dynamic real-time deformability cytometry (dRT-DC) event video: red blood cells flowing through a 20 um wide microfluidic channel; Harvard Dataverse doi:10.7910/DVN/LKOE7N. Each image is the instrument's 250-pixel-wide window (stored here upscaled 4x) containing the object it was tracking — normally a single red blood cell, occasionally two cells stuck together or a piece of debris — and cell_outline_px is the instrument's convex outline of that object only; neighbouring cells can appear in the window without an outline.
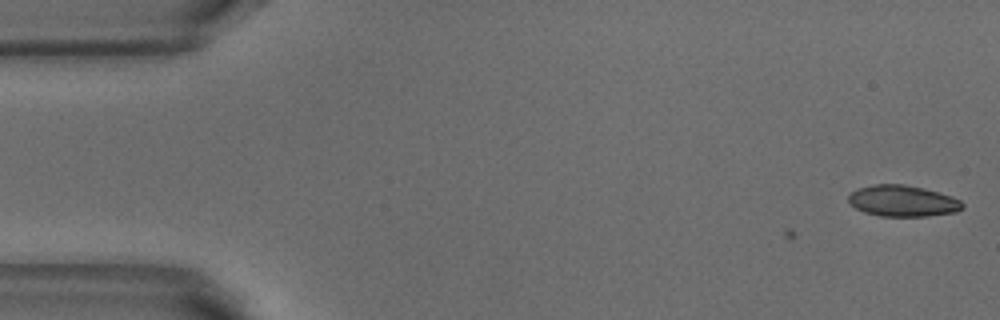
{"species": "common noctule bat (a hibernating species)", "species_latin": "Nyctalus noctula", "temperature_condition": "warm", "stored_images_in_passage": 2, "camera_frame_rate_fps": 3000, "um_per_image_px": 0.085, "animal": {"sex": "male", "body_mass_g": 18.8}, "frame": {"image": 1, "passage_image": 2, "time_ms": 0.333, "image_size_px": [1000, 320], "cell_outline_px": [[964, 208], [956, 212], [928, 216], [880, 216], [864, 212], [856, 208], [848, 200], [848, 196], [852, 192], [860, 188], [876, 184], [904, 184], [924, 188], [952, 196], [960, 200], [964, 204]], "centroid_in_image_um": [76.77, 17.08], "position_along_channel_um": 8.2, "area_um2": 20.69}}